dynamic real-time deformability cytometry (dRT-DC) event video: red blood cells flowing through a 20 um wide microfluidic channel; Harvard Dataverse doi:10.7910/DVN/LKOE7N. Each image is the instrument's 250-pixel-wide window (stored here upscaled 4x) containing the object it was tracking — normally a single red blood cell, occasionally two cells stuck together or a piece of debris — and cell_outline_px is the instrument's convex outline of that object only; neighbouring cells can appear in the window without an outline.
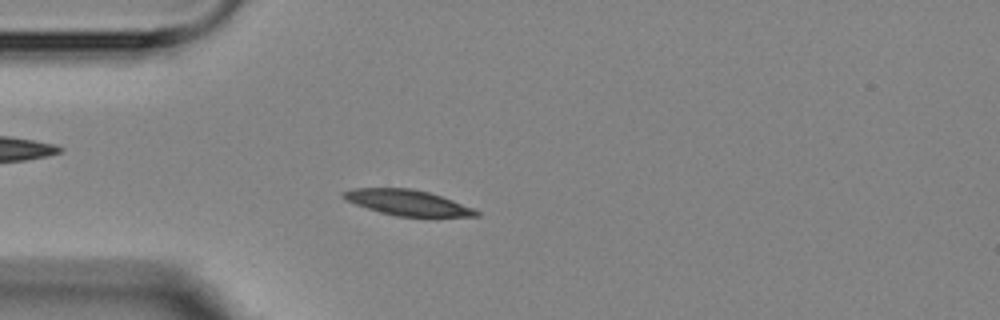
{"species": "Egyptian fruit bat (a non-hibernating species)", "species_latin": "Rousettus aegyptiacus", "temperature_condition": "room temperature", "stored_images_in_passage": 6, "camera_frame_rate_fps": 3000, "um_per_image_px": 0.085, "animal": {"sex": "female"}, "frame": {"image": 1, "passage_image": 4, "time_ms": 3.333, "image_size_px": [1000, 320], "cell_outline_px": [[480, 216], [396, 216], [380, 212], [344, 200], [340, 196], [340, 192], [352, 188], [412, 188], [428, 192], [452, 200], [472, 208], [480, 212]], "centroid_in_image_um": [34.56, 17.21], "position_along_channel_um": 50.4, "area_um2": 19.59}}